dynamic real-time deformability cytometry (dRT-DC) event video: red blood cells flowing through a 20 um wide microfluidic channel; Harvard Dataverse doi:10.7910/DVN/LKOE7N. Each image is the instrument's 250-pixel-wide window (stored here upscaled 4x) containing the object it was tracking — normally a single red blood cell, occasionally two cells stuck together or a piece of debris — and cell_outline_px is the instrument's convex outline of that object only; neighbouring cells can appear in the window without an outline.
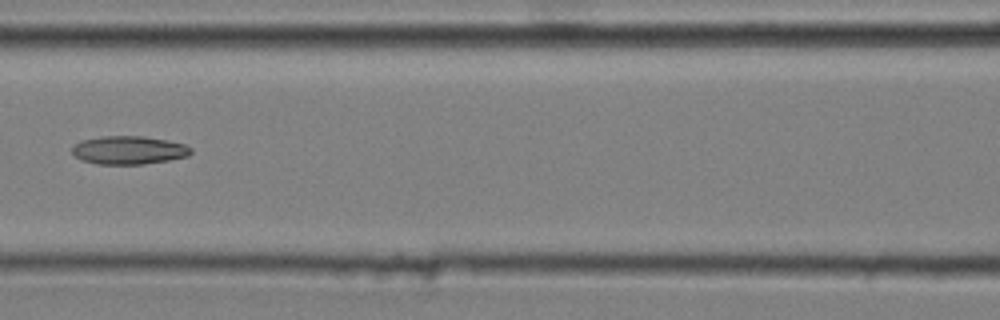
{"species": "common noctule bat (a hibernating species)", "species_latin": "Nyctalus noctula", "temperature_condition": "cold", "stored_images_in_passage": 7, "camera_frame_rate_fps": 3000, "um_per_image_px": 0.085, "animal": {"sex": "male", "body_mass_g": 20.4}, "frame": {"image": 1, "passage_image": 7, "time_ms": 2.0, "image_size_px": [1000, 320], "cell_outline_px": [[192, 152], [188, 156], [168, 160], [144, 164], [96, 164], [80, 160], [72, 152], [72, 144], [80, 140], [100, 136], [144, 136], [184, 144], [192, 148]], "centroid_in_image_um": [10.9, 12.76], "position_along_channel_um": 155.7, "area_um2": 19.71}}